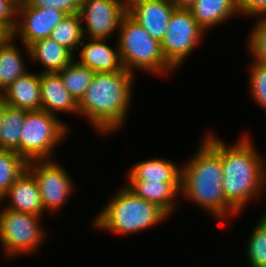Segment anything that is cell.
<instances>
[{"instance_id": "obj_24", "label": "cell", "mask_w": 266, "mask_h": 267, "mask_svg": "<svg viewBox=\"0 0 266 267\" xmlns=\"http://www.w3.org/2000/svg\"><path fill=\"white\" fill-rule=\"evenodd\" d=\"M82 23L79 13L68 14L52 30L50 38L65 46L74 54V49L78 50L82 40L85 39Z\"/></svg>"}, {"instance_id": "obj_15", "label": "cell", "mask_w": 266, "mask_h": 267, "mask_svg": "<svg viewBox=\"0 0 266 267\" xmlns=\"http://www.w3.org/2000/svg\"><path fill=\"white\" fill-rule=\"evenodd\" d=\"M41 110L51 114L72 112L78 114V103L65 88L60 75L55 73L39 74Z\"/></svg>"}, {"instance_id": "obj_2", "label": "cell", "mask_w": 266, "mask_h": 267, "mask_svg": "<svg viewBox=\"0 0 266 267\" xmlns=\"http://www.w3.org/2000/svg\"><path fill=\"white\" fill-rule=\"evenodd\" d=\"M134 74L128 71L96 73L78 102L79 114L90 120L99 133L109 134L124 125L133 94Z\"/></svg>"}, {"instance_id": "obj_16", "label": "cell", "mask_w": 266, "mask_h": 267, "mask_svg": "<svg viewBox=\"0 0 266 267\" xmlns=\"http://www.w3.org/2000/svg\"><path fill=\"white\" fill-rule=\"evenodd\" d=\"M0 95L10 107L26 111L41 110L39 74L27 72Z\"/></svg>"}, {"instance_id": "obj_7", "label": "cell", "mask_w": 266, "mask_h": 267, "mask_svg": "<svg viewBox=\"0 0 266 267\" xmlns=\"http://www.w3.org/2000/svg\"><path fill=\"white\" fill-rule=\"evenodd\" d=\"M41 216L3 208L0 213V242L7 257L35 251L46 235Z\"/></svg>"}, {"instance_id": "obj_19", "label": "cell", "mask_w": 266, "mask_h": 267, "mask_svg": "<svg viewBox=\"0 0 266 267\" xmlns=\"http://www.w3.org/2000/svg\"><path fill=\"white\" fill-rule=\"evenodd\" d=\"M190 11L198 25L207 31L234 14L238 15L237 0H197Z\"/></svg>"}, {"instance_id": "obj_9", "label": "cell", "mask_w": 266, "mask_h": 267, "mask_svg": "<svg viewBox=\"0 0 266 267\" xmlns=\"http://www.w3.org/2000/svg\"><path fill=\"white\" fill-rule=\"evenodd\" d=\"M26 169L38 184L44 211L60 210L73 189V181L65 168L51 159L29 162Z\"/></svg>"}, {"instance_id": "obj_27", "label": "cell", "mask_w": 266, "mask_h": 267, "mask_svg": "<svg viewBox=\"0 0 266 267\" xmlns=\"http://www.w3.org/2000/svg\"><path fill=\"white\" fill-rule=\"evenodd\" d=\"M250 70V95L266 111V64L253 62Z\"/></svg>"}, {"instance_id": "obj_34", "label": "cell", "mask_w": 266, "mask_h": 267, "mask_svg": "<svg viewBox=\"0 0 266 267\" xmlns=\"http://www.w3.org/2000/svg\"><path fill=\"white\" fill-rule=\"evenodd\" d=\"M7 106L8 105L6 104L4 98L0 95V127L2 124V118H3L4 112Z\"/></svg>"}, {"instance_id": "obj_21", "label": "cell", "mask_w": 266, "mask_h": 267, "mask_svg": "<svg viewBox=\"0 0 266 267\" xmlns=\"http://www.w3.org/2000/svg\"><path fill=\"white\" fill-rule=\"evenodd\" d=\"M10 36L0 45V94L28 71L17 46Z\"/></svg>"}, {"instance_id": "obj_1", "label": "cell", "mask_w": 266, "mask_h": 267, "mask_svg": "<svg viewBox=\"0 0 266 267\" xmlns=\"http://www.w3.org/2000/svg\"><path fill=\"white\" fill-rule=\"evenodd\" d=\"M219 139L211 133L204 141L221 157L225 198L240 212L264 189L266 166L250 136L241 137L232 146Z\"/></svg>"}, {"instance_id": "obj_5", "label": "cell", "mask_w": 266, "mask_h": 267, "mask_svg": "<svg viewBox=\"0 0 266 267\" xmlns=\"http://www.w3.org/2000/svg\"><path fill=\"white\" fill-rule=\"evenodd\" d=\"M118 48L122 65L128 72L133 69L148 70L156 74H167L175 69L166 61L161 43L150 34L128 13L119 25Z\"/></svg>"}, {"instance_id": "obj_8", "label": "cell", "mask_w": 266, "mask_h": 267, "mask_svg": "<svg viewBox=\"0 0 266 267\" xmlns=\"http://www.w3.org/2000/svg\"><path fill=\"white\" fill-rule=\"evenodd\" d=\"M161 40V49L166 61L174 68L190 56L205 31L198 25L190 9L176 8Z\"/></svg>"}, {"instance_id": "obj_3", "label": "cell", "mask_w": 266, "mask_h": 267, "mask_svg": "<svg viewBox=\"0 0 266 267\" xmlns=\"http://www.w3.org/2000/svg\"><path fill=\"white\" fill-rule=\"evenodd\" d=\"M202 143L195 156L181 168L180 192L226 222L229 215L239 212L225 198L221 157L205 141Z\"/></svg>"}, {"instance_id": "obj_35", "label": "cell", "mask_w": 266, "mask_h": 267, "mask_svg": "<svg viewBox=\"0 0 266 267\" xmlns=\"http://www.w3.org/2000/svg\"><path fill=\"white\" fill-rule=\"evenodd\" d=\"M12 1L19 6L25 4L28 0H12Z\"/></svg>"}, {"instance_id": "obj_12", "label": "cell", "mask_w": 266, "mask_h": 267, "mask_svg": "<svg viewBox=\"0 0 266 267\" xmlns=\"http://www.w3.org/2000/svg\"><path fill=\"white\" fill-rule=\"evenodd\" d=\"M175 9L169 0H127V13L159 42Z\"/></svg>"}, {"instance_id": "obj_6", "label": "cell", "mask_w": 266, "mask_h": 267, "mask_svg": "<svg viewBox=\"0 0 266 267\" xmlns=\"http://www.w3.org/2000/svg\"><path fill=\"white\" fill-rule=\"evenodd\" d=\"M67 126L44 110L27 111L20 136V156L27 162L50 160L54 148L66 136Z\"/></svg>"}, {"instance_id": "obj_14", "label": "cell", "mask_w": 266, "mask_h": 267, "mask_svg": "<svg viewBox=\"0 0 266 267\" xmlns=\"http://www.w3.org/2000/svg\"><path fill=\"white\" fill-rule=\"evenodd\" d=\"M88 43L80 44V59L78 62L95 73L127 71L124 69L119 48L116 51L105 44V39H87Z\"/></svg>"}, {"instance_id": "obj_26", "label": "cell", "mask_w": 266, "mask_h": 267, "mask_svg": "<svg viewBox=\"0 0 266 267\" xmlns=\"http://www.w3.org/2000/svg\"><path fill=\"white\" fill-rule=\"evenodd\" d=\"M261 217L247 242L246 254L251 267H266V217Z\"/></svg>"}, {"instance_id": "obj_30", "label": "cell", "mask_w": 266, "mask_h": 267, "mask_svg": "<svg viewBox=\"0 0 266 267\" xmlns=\"http://www.w3.org/2000/svg\"><path fill=\"white\" fill-rule=\"evenodd\" d=\"M238 14L266 18V0H237Z\"/></svg>"}, {"instance_id": "obj_25", "label": "cell", "mask_w": 266, "mask_h": 267, "mask_svg": "<svg viewBox=\"0 0 266 267\" xmlns=\"http://www.w3.org/2000/svg\"><path fill=\"white\" fill-rule=\"evenodd\" d=\"M27 168V162L16 152L0 149V200Z\"/></svg>"}, {"instance_id": "obj_4", "label": "cell", "mask_w": 266, "mask_h": 267, "mask_svg": "<svg viewBox=\"0 0 266 267\" xmlns=\"http://www.w3.org/2000/svg\"><path fill=\"white\" fill-rule=\"evenodd\" d=\"M99 212L93 220L94 227L120 235L141 232L168 216L156 204L134 195L125 186Z\"/></svg>"}, {"instance_id": "obj_31", "label": "cell", "mask_w": 266, "mask_h": 267, "mask_svg": "<svg viewBox=\"0 0 266 267\" xmlns=\"http://www.w3.org/2000/svg\"><path fill=\"white\" fill-rule=\"evenodd\" d=\"M18 5L12 0H0V23L12 32L17 22Z\"/></svg>"}, {"instance_id": "obj_22", "label": "cell", "mask_w": 266, "mask_h": 267, "mask_svg": "<svg viewBox=\"0 0 266 267\" xmlns=\"http://www.w3.org/2000/svg\"><path fill=\"white\" fill-rule=\"evenodd\" d=\"M26 110L7 106L0 127V149L20 155V136Z\"/></svg>"}, {"instance_id": "obj_33", "label": "cell", "mask_w": 266, "mask_h": 267, "mask_svg": "<svg viewBox=\"0 0 266 267\" xmlns=\"http://www.w3.org/2000/svg\"><path fill=\"white\" fill-rule=\"evenodd\" d=\"M10 36L11 32L0 23V45L3 44Z\"/></svg>"}, {"instance_id": "obj_23", "label": "cell", "mask_w": 266, "mask_h": 267, "mask_svg": "<svg viewBox=\"0 0 266 267\" xmlns=\"http://www.w3.org/2000/svg\"><path fill=\"white\" fill-rule=\"evenodd\" d=\"M57 73L60 75L65 88L77 103L83 97L96 74L75 59Z\"/></svg>"}, {"instance_id": "obj_18", "label": "cell", "mask_w": 266, "mask_h": 267, "mask_svg": "<svg viewBox=\"0 0 266 267\" xmlns=\"http://www.w3.org/2000/svg\"><path fill=\"white\" fill-rule=\"evenodd\" d=\"M125 187L134 195L160 207L167 215L174 209V199L180 194V182H150L149 180H127Z\"/></svg>"}, {"instance_id": "obj_17", "label": "cell", "mask_w": 266, "mask_h": 267, "mask_svg": "<svg viewBox=\"0 0 266 267\" xmlns=\"http://www.w3.org/2000/svg\"><path fill=\"white\" fill-rule=\"evenodd\" d=\"M29 58L43 64L41 73H55L70 64L75 56L65 46L52 40L50 37L37 40L28 47L24 45Z\"/></svg>"}, {"instance_id": "obj_10", "label": "cell", "mask_w": 266, "mask_h": 267, "mask_svg": "<svg viewBox=\"0 0 266 267\" xmlns=\"http://www.w3.org/2000/svg\"><path fill=\"white\" fill-rule=\"evenodd\" d=\"M126 13L127 0H82L79 14L86 26H82L83 34L88 33L85 40H106L119 29L121 19Z\"/></svg>"}, {"instance_id": "obj_32", "label": "cell", "mask_w": 266, "mask_h": 267, "mask_svg": "<svg viewBox=\"0 0 266 267\" xmlns=\"http://www.w3.org/2000/svg\"><path fill=\"white\" fill-rule=\"evenodd\" d=\"M197 0H173V4L178 9H190Z\"/></svg>"}, {"instance_id": "obj_28", "label": "cell", "mask_w": 266, "mask_h": 267, "mask_svg": "<svg viewBox=\"0 0 266 267\" xmlns=\"http://www.w3.org/2000/svg\"><path fill=\"white\" fill-rule=\"evenodd\" d=\"M248 38V49L253 62L266 64V18H260Z\"/></svg>"}, {"instance_id": "obj_20", "label": "cell", "mask_w": 266, "mask_h": 267, "mask_svg": "<svg viewBox=\"0 0 266 267\" xmlns=\"http://www.w3.org/2000/svg\"><path fill=\"white\" fill-rule=\"evenodd\" d=\"M181 167L165 159H148L130 168L127 180H146L150 182H180Z\"/></svg>"}, {"instance_id": "obj_13", "label": "cell", "mask_w": 266, "mask_h": 267, "mask_svg": "<svg viewBox=\"0 0 266 267\" xmlns=\"http://www.w3.org/2000/svg\"><path fill=\"white\" fill-rule=\"evenodd\" d=\"M10 199L9 205L5 206L16 212L30 213L42 216L45 212L42 203L38 184L34 176L25 169L17 180L9 187L6 194L0 200ZM42 214V215H41Z\"/></svg>"}, {"instance_id": "obj_11", "label": "cell", "mask_w": 266, "mask_h": 267, "mask_svg": "<svg viewBox=\"0 0 266 267\" xmlns=\"http://www.w3.org/2000/svg\"><path fill=\"white\" fill-rule=\"evenodd\" d=\"M66 15L65 12L53 8L34 7L27 3L19 5L17 16L20 20H17L11 36L15 38L19 34L21 42L28 47L37 40L50 37L52 30Z\"/></svg>"}, {"instance_id": "obj_29", "label": "cell", "mask_w": 266, "mask_h": 267, "mask_svg": "<svg viewBox=\"0 0 266 267\" xmlns=\"http://www.w3.org/2000/svg\"><path fill=\"white\" fill-rule=\"evenodd\" d=\"M82 0H28L26 3L40 8H53L68 14L79 13Z\"/></svg>"}]
</instances>
